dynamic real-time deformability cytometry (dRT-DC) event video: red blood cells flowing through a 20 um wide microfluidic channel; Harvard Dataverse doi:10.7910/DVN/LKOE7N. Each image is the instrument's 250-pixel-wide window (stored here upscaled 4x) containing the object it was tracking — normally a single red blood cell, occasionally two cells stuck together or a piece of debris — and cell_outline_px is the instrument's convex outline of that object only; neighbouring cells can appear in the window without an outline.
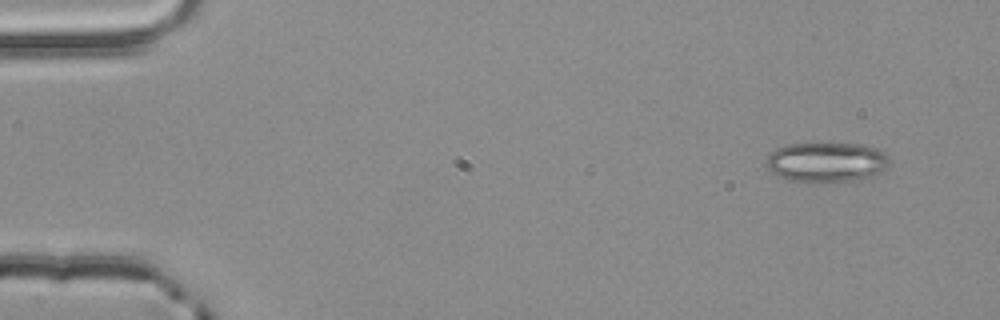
{"species": "common noctule bat (a hibernating species)", "species_latin": "Nyctalus noctula", "temperature_condition": "room temperature", "stored_images_in_passage": 3, "camera_frame_rate_fps": 3000, "um_per_image_px": 0.085, "animal": {"sex": "male", "body_mass_g": 20.4}, "frame": {"image": 1, "passage_image": 1, "time_ms": 0.0, "image_size_px": [1000, 320], "cell_outline_px": [[888, 164], [880, 172], [872, 176], [852, 180], [792, 180], [776, 176], [764, 164], [768, 156], [776, 148], [784, 144], [860, 144], [876, 148], [884, 152], [888, 156]], "centroid_in_image_um": [70.22, 13.75], "position_along_channel_um": 14.8, "area_um2": 27.92}}